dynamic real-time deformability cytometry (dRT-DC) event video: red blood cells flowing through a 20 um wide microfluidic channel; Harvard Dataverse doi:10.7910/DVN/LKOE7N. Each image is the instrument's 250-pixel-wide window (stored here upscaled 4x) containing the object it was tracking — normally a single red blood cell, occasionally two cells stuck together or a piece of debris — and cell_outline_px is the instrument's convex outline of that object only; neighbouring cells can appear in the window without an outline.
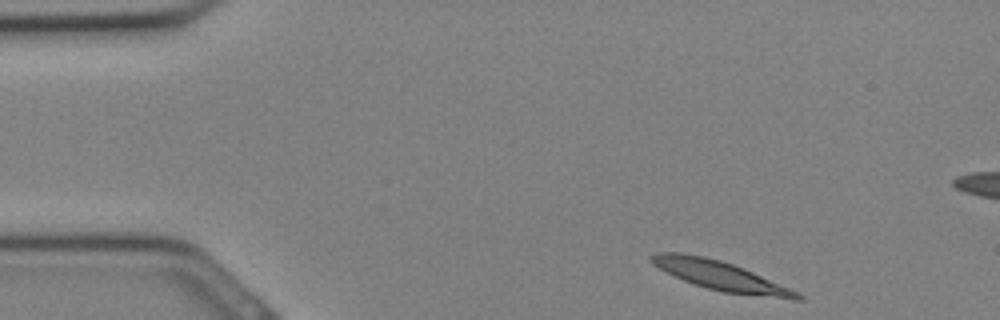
{"species": "Egyptian fruit bat (a non-hibernating species)", "species_latin": "Rousettus aegyptiacus", "temperature_condition": "cold", "stored_images_in_passage": 7, "camera_frame_rate_fps": 3000, "um_per_image_px": 0.085, "animal": {"sex": "female"}, "frame": {"image": 1, "passage_image": 1, "time_ms": 0.0, "image_size_px": [1000, 320], "cell_outline_px": [[804, 300], [792, 300], [724, 292], [708, 288], [684, 280], [652, 264], [648, 260], [648, 256], [656, 252], [684, 252], [704, 256], [720, 260], [744, 268], [788, 288], [804, 296]], "centroid_in_image_um": [61.22, 23.42], "position_along_channel_um": 23.8, "area_um2": 24.57}}